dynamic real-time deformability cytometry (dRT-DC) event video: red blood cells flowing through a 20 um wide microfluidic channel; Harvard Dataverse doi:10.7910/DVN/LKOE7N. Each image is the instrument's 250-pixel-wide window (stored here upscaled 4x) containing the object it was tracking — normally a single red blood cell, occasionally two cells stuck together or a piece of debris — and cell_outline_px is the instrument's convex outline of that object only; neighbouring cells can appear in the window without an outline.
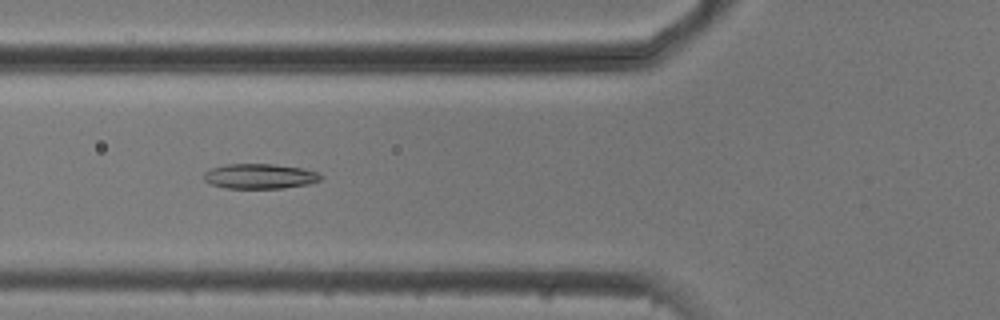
{"species": "common noctule bat (a hibernating species)", "species_latin": "Nyctalus noctula", "temperature_condition": "cold", "stored_images_in_passage": 50, "segment_of_instrument_passage": [1, 2], "camera_frame_rate_fps": 3000, "um_per_image_px": 0.085, "animal": {"sex": "male", "body_mass_g": 20.5, "forearm_length_mm": 52.5}, "frame": {"image": 1, "passage_image": 15, "time_ms": 4.667, "image_size_px": [1000, 320], "cell_outline_px": [[324, 176], [320, 180], [312, 184], [284, 188], [224, 188], [212, 184], [204, 180], [204, 172], [212, 168], [228, 164], [272, 164], [300, 168], [320, 172]], "centroid_in_image_um": [22.14, 14.99], "position_along_channel_um": 103.7, "area_um2": 17.11}}
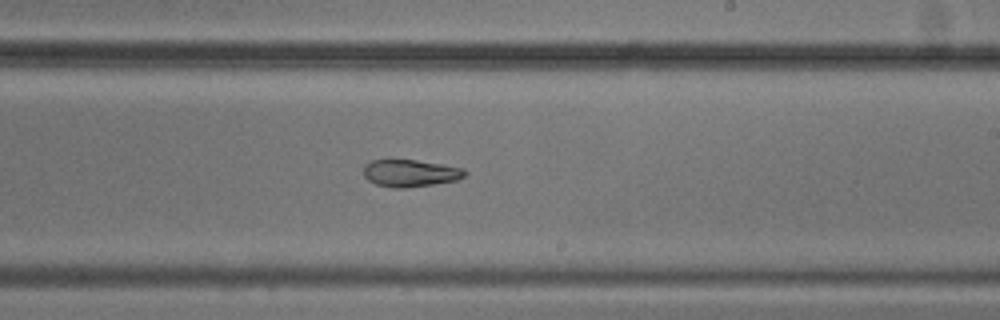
{"frame": {"image": 2, "passage_image": 27, "time_ms": 8.667, "image_size_px": [1000, 320], "cell_outline_px": [[468, 172], [460, 180], [404, 188], [392, 188], [376, 184], [368, 180], [364, 176], [364, 164], [372, 160], [416, 160], [444, 164], [464, 168]], "centroid_in_image_um": [34.9, 14.71], "position_along_channel_um": 254.1, "area_um2": 16.18}}
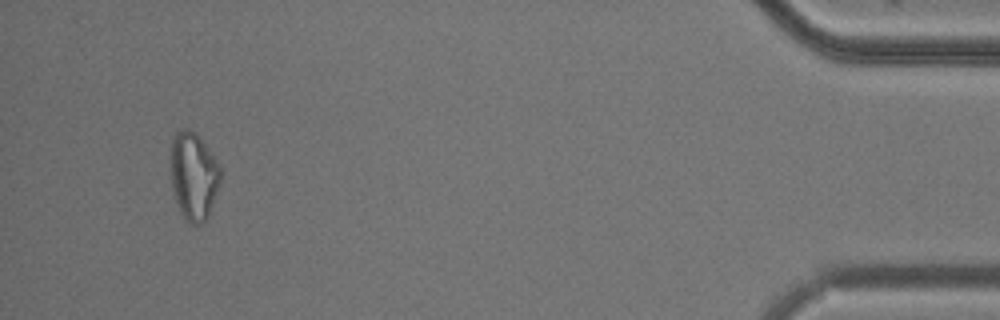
{"frame": {"image": 3, "passage_image": 46, "time_ms": 15.0, "image_size_px": [1000, 320], "cell_outline_px": [[220, 184], [208, 216], [200, 224], [188, 224], [184, 220], [176, 200], [172, 188], [172, 136], [176, 132], [184, 128], [188, 128], [196, 132], [220, 164]], "centroid_in_image_um": [16.47, 14.95], "position_along_channel_um": 418.7, "area_um2": 25.37}}